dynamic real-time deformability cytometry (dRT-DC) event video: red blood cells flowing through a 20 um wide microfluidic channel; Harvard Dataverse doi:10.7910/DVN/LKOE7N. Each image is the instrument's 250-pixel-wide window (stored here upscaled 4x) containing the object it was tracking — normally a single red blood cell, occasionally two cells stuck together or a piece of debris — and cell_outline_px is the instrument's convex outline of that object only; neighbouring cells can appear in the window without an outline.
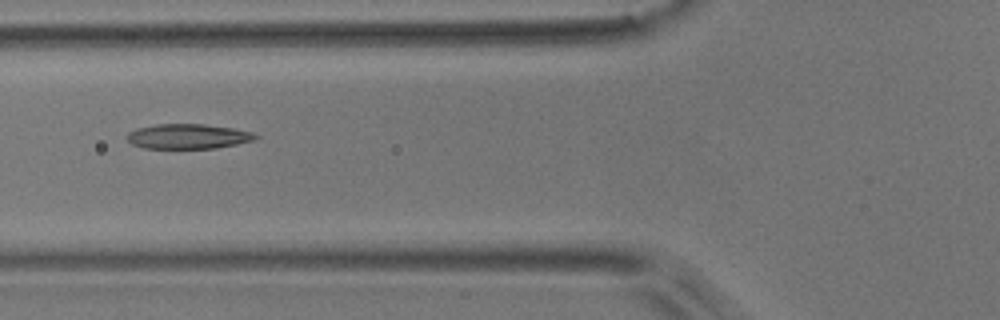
{"species": "common noctule bat (a hibernating species)", "species_latin": "Nyctalus noctula", "temperature_condition": "room temperature", "stored_images_in_passage": 6, "camera_frame_rate_fps": 3000, "um_per_image_px": 0.085, "animal": {"sex": "male", "body_mass_g": 17.9}, "frame": {"image": 1, "passage_image": 3, "time_ms": 0.667, "image_size_px": [1000, 320], "cell_outline_px": [[260, 136], [256, 140], [216, 148], [144, 148], [132, 144], [124, 136], [128, 132], [136, 128], [156, 124], [204, 124], [232, 128], [252, 132]], "centroid_in_image_um": [15.97, 11.59], "position_along_channel_um": 109.8, "area_um2": 18.73}}
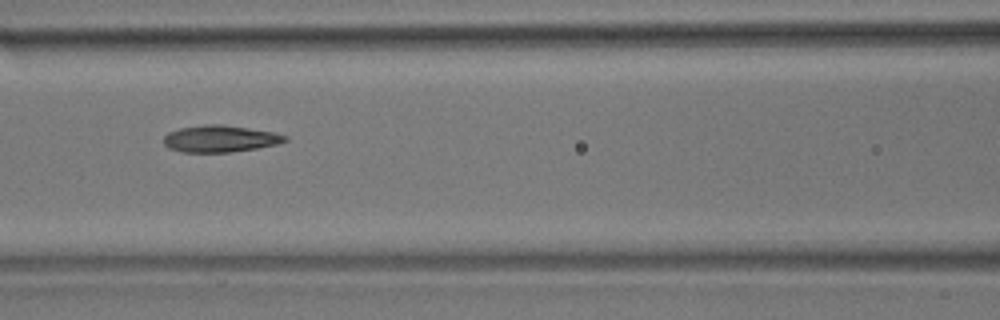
{"frame": {"image": 2, "passage_image": 4, "time_ms": 1.0, "image_size_px": [1000, 320], "cell_outline_px": [[288, 140], [276, 144], [256, 148], [232, 152], [180, 152], [168, 148], [164, 144], [164, 136], [168, 132], [180, 128], [204, 124], [224, 124], [276, 132], [288, 136]], "centroid_in_image_um": [18.71, 11.78], "position_along_channel_um": 147.9, "area_um2": 19.13}}